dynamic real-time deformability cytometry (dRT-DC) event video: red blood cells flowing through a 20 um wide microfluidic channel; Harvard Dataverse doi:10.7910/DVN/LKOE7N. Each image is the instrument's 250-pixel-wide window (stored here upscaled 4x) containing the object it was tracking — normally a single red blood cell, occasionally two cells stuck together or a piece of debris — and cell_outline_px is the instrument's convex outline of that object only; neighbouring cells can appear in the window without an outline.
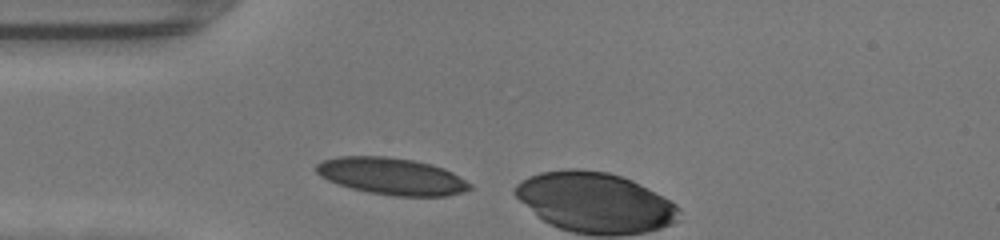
{"species": "human", "species_latin": "Homo sapiens", "temperature_condition": "warm", "stored_images_in_passage": 5, "camera_frame_rate_fps": 3000, "um_per_image_px": 0.085, "donor": {"sex": "female"}, "frame": {"image": 1, "passage_image": 1, "time_ms": 0.0, "image_size_px": [1000, 240], "cell_outline_px": [[472, 188], [464, 192], [444, 196], [396, 196], [368, 192], [352, 188], [328, 180], [320, 176], [316, 172], [316, 164], [320, 160], [340, 156], [384, 156], [412, 160], [432, 164], [444, 168], [452, 172], [472, 184]], "centroid_in_image_um": [33.3, 14.97], "position_along_channel_um": 51.7, "area_um2": 33.0}}
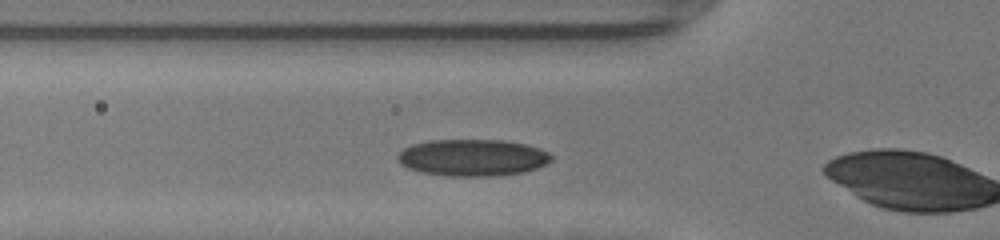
{"frame": {"image": 2, "passage_image": 4, "time_ms": 1.0, "image_size_px": [1000, 240], "cell_outline_px": [[552, 160], [548, 164], [524, 172], [496, 176], [452, 176], [424, 172], [408, 168], [400, 164], [396, 160], [396, 156], [404, 148], [412, 144], [428, 140], [504, 140], [528, 144], [540, 148], [548, 152], [552, 156]], "centroid_in_image_um": [40.19, 13.39], "position_along_channel_um": 85.6, "area_um2": 33.18}}